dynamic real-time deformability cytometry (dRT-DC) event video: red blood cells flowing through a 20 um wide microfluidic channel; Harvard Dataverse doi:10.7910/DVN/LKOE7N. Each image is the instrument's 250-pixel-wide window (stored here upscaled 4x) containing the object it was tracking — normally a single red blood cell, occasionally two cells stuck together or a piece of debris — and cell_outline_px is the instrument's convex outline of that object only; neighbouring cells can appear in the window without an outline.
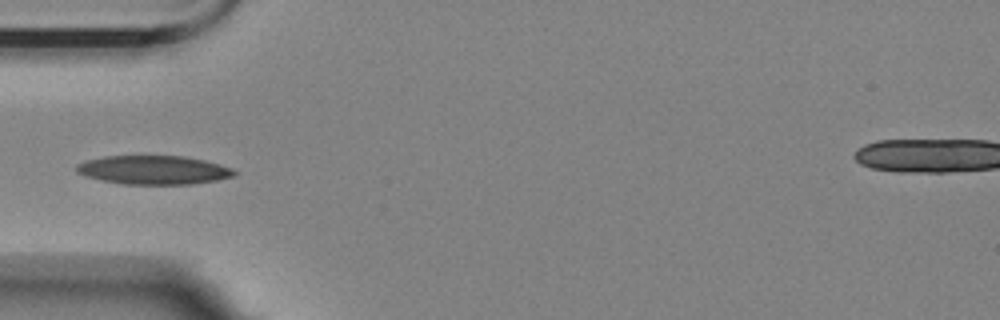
{"species": "Egyptian fruit bat (a non-hibernating species)", "species_latin": "Rousettus aegyptiacus", "temperature_condition": "room temperature", "stored_images_in_passage": 9, "camera_frame_rate_fps": 3000, "um_per_image_px": 0.085, "animal": {"sex": "female"}, "frame": {"image": 1, "passage_image": 4, "time_ms": 3.333, "image_size_px": [1000, 320], "cell_outline_px": [[236, 172], [232, 176], [216, 180], [192, 184], [124, 184], [100, 180], [84, 176], [76, 172], [76, 164], [84, 160], [104, 156], [184, 156], [204, 160], [232, 168]], "centroid_in_image_um": [12.99, 14.44], "position_along_channel_um": 72.0, "area_um2": 26.47}}
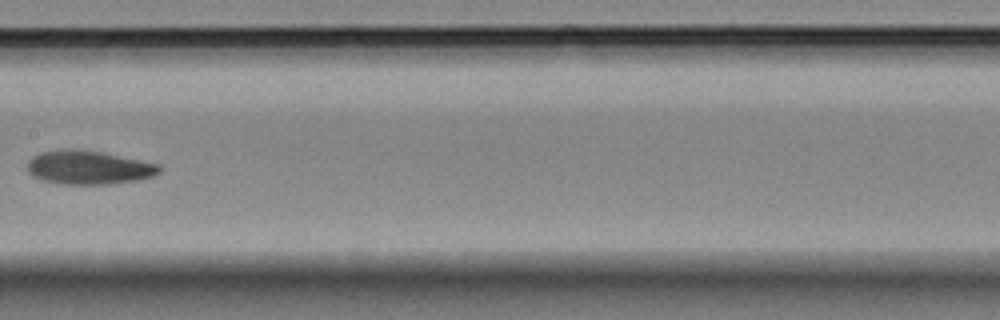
{"frame": {"image": 2, "passage_image": 7, "time_ms": 7.0, "image_size_px": [1000, 320], "cell_outline_px": [[164, 168], [160, 172], [152, 176], [140, 180], [108, 184], [60, 184], [44, 180], [32, 176], [28, 172], [28, 160], [32, 156], [40, 152], [60, 148], [72, 148], [100, 152], [160, 164]], "centroid_in_image_um": [7.53, 14.23], "position_along_channel_um": 199.9, "area_um2": 26.18}}
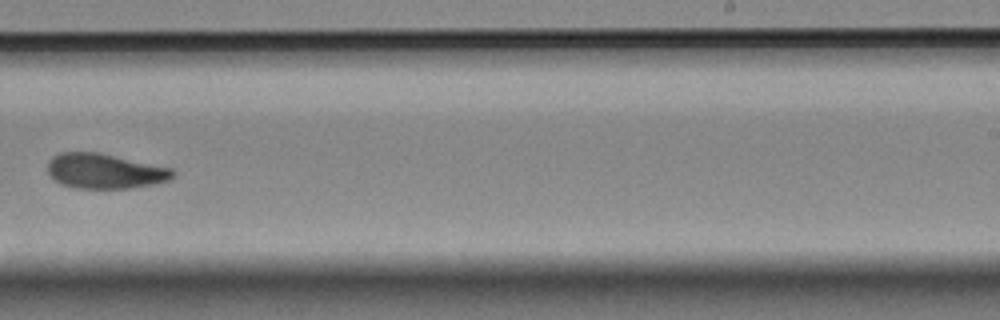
{"frame": {"image": 3, "passage_image": 9, "time_ms": 9.333, "image_size_px": [1000, 320], "cell_outline_px": [[176, 172], [168, 180], [152, 184], [132, 188], [76, 188], [60, 184], [48, 172], [48, 160], [52, 156], [60, 152], [100, 152], [172, 168]], "centroid_in_image_um": [8.89, 14.53], "position_along_channel_um": 280.1, "area_um2": 25.55}}